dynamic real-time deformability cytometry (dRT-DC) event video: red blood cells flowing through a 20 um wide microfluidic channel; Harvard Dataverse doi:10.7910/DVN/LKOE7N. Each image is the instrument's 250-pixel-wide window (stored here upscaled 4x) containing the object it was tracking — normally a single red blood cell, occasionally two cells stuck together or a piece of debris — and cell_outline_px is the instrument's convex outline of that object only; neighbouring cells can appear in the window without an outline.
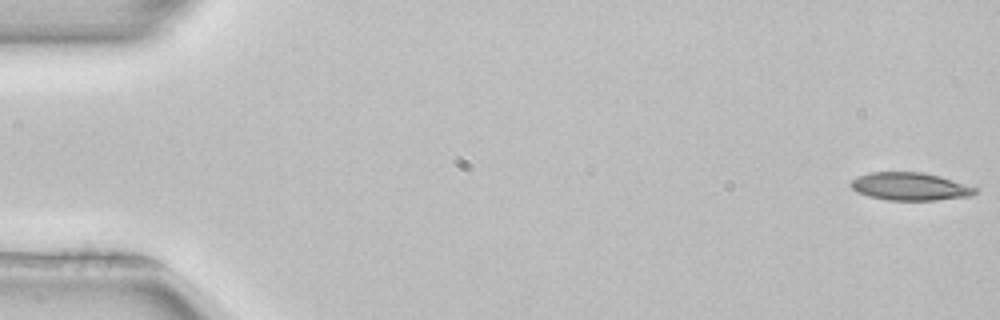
{"species": "common noctule bat (a hibernating species)", "species_latin": "Nyctalus noctula", "temperature_condition": "room temperature", "stored_images_in_passage": 52, "camera_frame_rate_fps": 3000, "um_per_image_px": 0.085, "animal": {"sex": "female", "body_mass_g": 22.7, "forearm_length_mm": 54.2}, "frame": {"image": 1, "passage_image": 1, "time_ms": 0.0, "image_size_px": [1000, 320], "cell_outline_px": [[980, 188], [972, 196], [936, 200], [888, 200], [868, 196], [856, 192], [848, 184], [852, 180], [860, 176], [872, 172], [920, 172], [940, 176]], "centroid_in_image_um": [77.38, 15.86], "position_along_channel_um": 7.6, "area_um2": 20.23}}
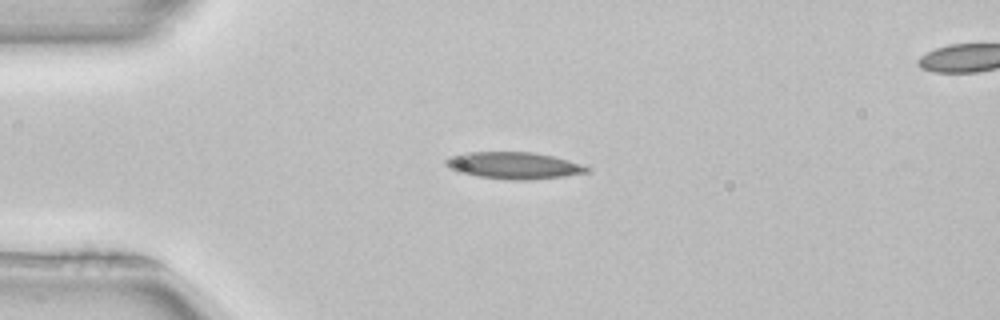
{"frame": {"image": 2, "passage_image": 13, "time_ms": 4.0, "image_size_px": [1000, 320], "cell_outline_px": [[588, 172], [564, 176], [528, 180], [512, 180], [480, 176], [456, 172], [444, 164], [444, 160], [448, 156], [464, 152], [532, 152], [552, 156], [568, 160], [580, 164], [588, 168]], "centroid_in_image_um": [43.59, 14.06], "position_along_channel_um": 41.4, "area_um2": 21.96}}
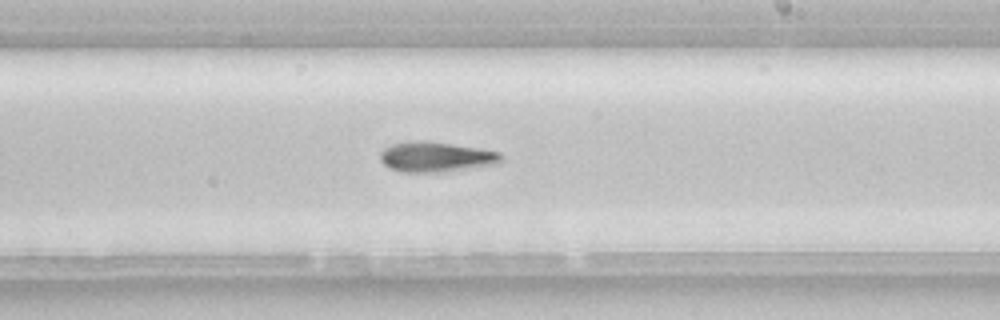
{"frame": {"image": 3, "passage_image": 31, "time_ms": 10.0, "image_size_px": [1000, 320], "cell_outline_px": [[504, 156], [500, 164], [436, 172], [400, 172], [388, 168], [380, 160], [380, 152], [384, 148], [392, 144], [412, 140], [420, 140], [452, 144], [480, 148], [500, 152]], "centroid_in_image_um": [37.06, 13.33], "position_along_channel_um": 251.9, "area_um2": 21.39}, "authors_computed_cell_mechanics": {"area_um2": 20.6924, "velocity_mm_per_s": 3.9576, "shape_relaxation_time_tau1_ms": 8.1037, "shape_relaxation_time_tau2_ms": null, "deformation_change_tau1": 0.2004, "deformation_change_tau2": null}}